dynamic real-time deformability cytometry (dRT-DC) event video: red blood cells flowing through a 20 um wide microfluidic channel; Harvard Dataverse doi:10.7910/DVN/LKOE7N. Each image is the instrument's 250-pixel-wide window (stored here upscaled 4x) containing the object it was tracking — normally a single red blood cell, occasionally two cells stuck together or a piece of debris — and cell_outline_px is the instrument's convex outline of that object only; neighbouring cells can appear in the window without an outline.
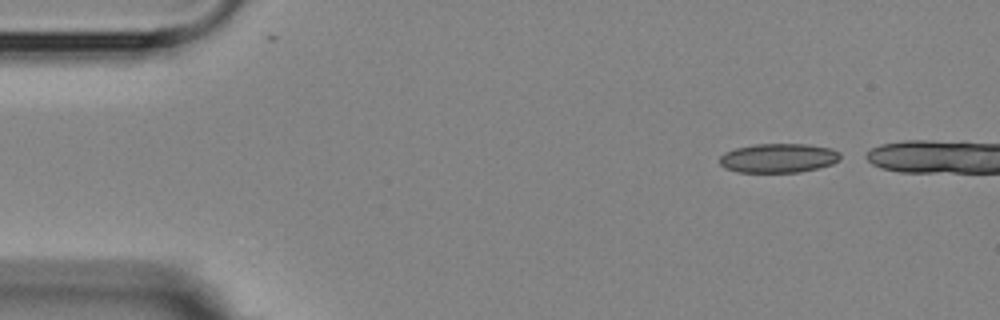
{"species": "Egyptian fruit bat (a non-hibernating species)", "species_latin": "Rousettus aegyptiacus", "temperature_condition": "room temperature", "stored_images_in_passage": 2, "camera_frame_rate_fps": 3000, "um_per_image_px": 0.085, "animal": {"sex": "female"}, "frame": {"image": 1, "passage_image": 1, "time_ms": 0.0, "image_size_px": [1000, 320], "cell_outline_px": [[840, 160], [832, 164], [820, 168], [800, 172], [736, 172], [724, 168], [720, 164], [720, 156], [724, 152], [736, 148], [756, 144], [808, 144], [832, 148], [840, 152]], "centroid_in_image_um": [66.18, 13.44], "position_along_channel_um": 18.8, "area_um2": 20.75}}